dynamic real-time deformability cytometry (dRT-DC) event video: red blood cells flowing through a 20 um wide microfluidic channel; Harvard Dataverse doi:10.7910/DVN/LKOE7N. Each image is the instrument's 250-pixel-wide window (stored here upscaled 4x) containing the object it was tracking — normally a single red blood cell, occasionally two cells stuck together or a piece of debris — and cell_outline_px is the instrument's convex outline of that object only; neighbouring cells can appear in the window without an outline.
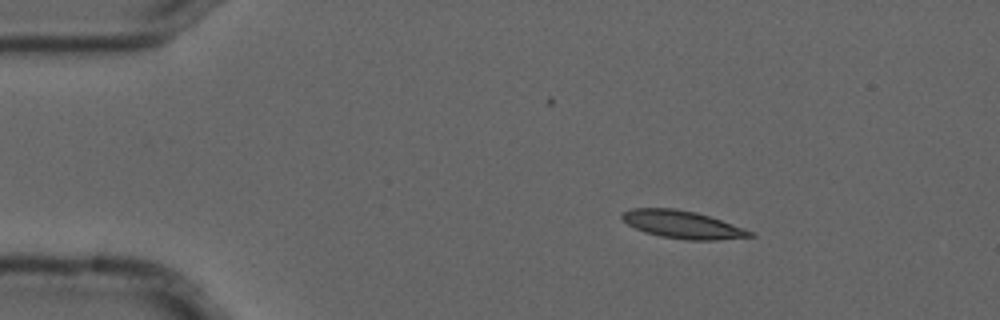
{"species": "common noctule bat (a hibernating species)", "species_latin": "Nyctalus noctula", "temperature_condition": "cold", "stored_images_in_passage": 3, "camera_frame_rate_fps": 3000, "um_per_image_px": 0.085, "animal": {"sex": "male", "forearm_length_mm": 52.5}, "frame": {"image": 1, "passage_image": 1, "time_ms": 0.0, "image_size_px": [1000, 320], "cell_outline_px": [[756, 236], [716, 240], [688, 240], [660, 236], [644, 232], [628, 224], [620, 216], [624, 212], [632, 208], [676, 208], [696, 212], [744, 228], [752, 232]], "centroid_in_image_um": [58.01, 19.09], "position_along_channel_um": 27.0, "area_um2": 20.46}}